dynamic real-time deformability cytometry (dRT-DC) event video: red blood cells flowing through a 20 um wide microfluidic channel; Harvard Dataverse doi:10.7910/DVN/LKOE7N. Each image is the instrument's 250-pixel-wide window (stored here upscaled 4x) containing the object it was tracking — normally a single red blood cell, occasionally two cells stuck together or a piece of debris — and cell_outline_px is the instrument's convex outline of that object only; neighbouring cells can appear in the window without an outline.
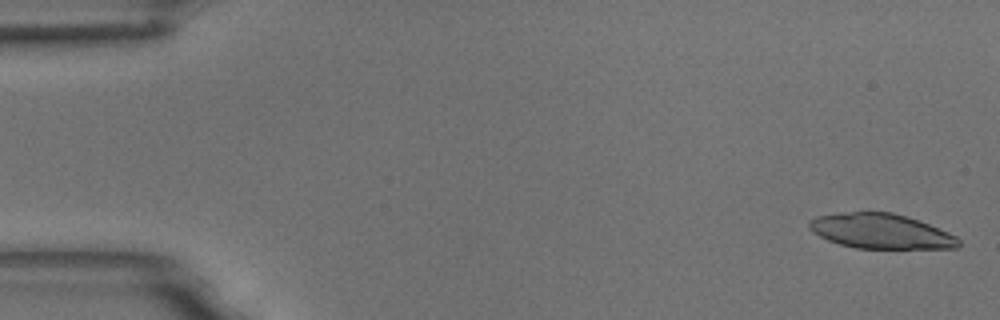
{"species": "common noctule bat (a hibernating species)", "species_latin": "Nyctalus noctula", "temperature_condition": "room temperature", "stored_images_in_passage": 5, "camera_frame_rate_fps": 3000, "um_per_image_px": 0.085, "animal": {"sex": "male", "body_mass_g": 18.8}, "frame": {"image": 1, "passage_image": 1, "time_ms": 0.0, "image_size_px": [1000, 320], "cell_outline_px": [[960, 244], [956, 248], [856, 248], [840, 244], [828, 240], [812, 232], [808, 228], [808, 220], [816, 216], [840, 212], [892, 212], [928, 224], [948, 232], [956, 236], [960, 240]], "centroid_in_image_um": [74.82, 19.65], "position_along_channel_um": 10.2, "area_um2": 30.23}}